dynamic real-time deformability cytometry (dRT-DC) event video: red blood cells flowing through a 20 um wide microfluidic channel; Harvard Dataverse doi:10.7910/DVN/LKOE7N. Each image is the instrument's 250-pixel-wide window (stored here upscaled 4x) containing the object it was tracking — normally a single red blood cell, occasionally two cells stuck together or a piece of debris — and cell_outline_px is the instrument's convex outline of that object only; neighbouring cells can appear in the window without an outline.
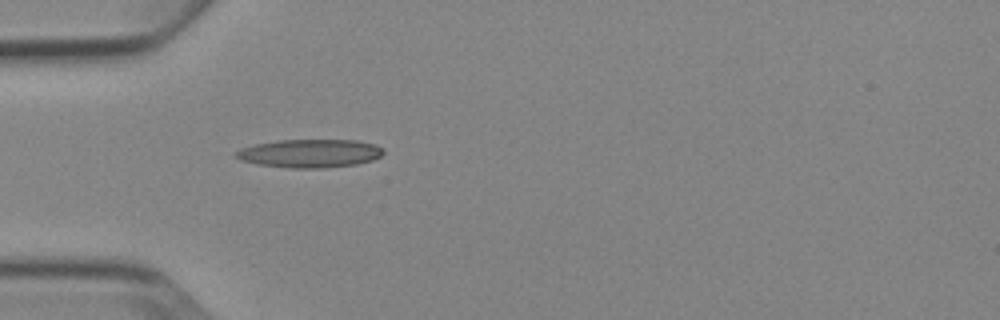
{"species": "Egyptian fruit bat (a non-hibernating species)", "species_latin": "Rousettus aegyptiacus", "temperature_condition": "cold", "stored_images_in_passage": 3, "camera_frame_rate_fps": 3000, "um_per_image_px": 0.085, "animal": {"sex": "female"}, "frame": {"image": 1, "passage_image": 3, "time_ms": 2.333, "image_size_px": [1000, 320], "cell_outline_px": [[384, 152], [380, 156], [372, 160], [356, 164], [324, 168], [288, 168], [256, 164], [240, 160], [236, 156], [236, 152], [240, 148], [256, 144], [276, 140], [360, 140], [376, 144], [384, 148]], "centroid_in_image_um": [26.36, 13.03], "position_along_channel_um": 58.6, "area_um2": 24.51}}